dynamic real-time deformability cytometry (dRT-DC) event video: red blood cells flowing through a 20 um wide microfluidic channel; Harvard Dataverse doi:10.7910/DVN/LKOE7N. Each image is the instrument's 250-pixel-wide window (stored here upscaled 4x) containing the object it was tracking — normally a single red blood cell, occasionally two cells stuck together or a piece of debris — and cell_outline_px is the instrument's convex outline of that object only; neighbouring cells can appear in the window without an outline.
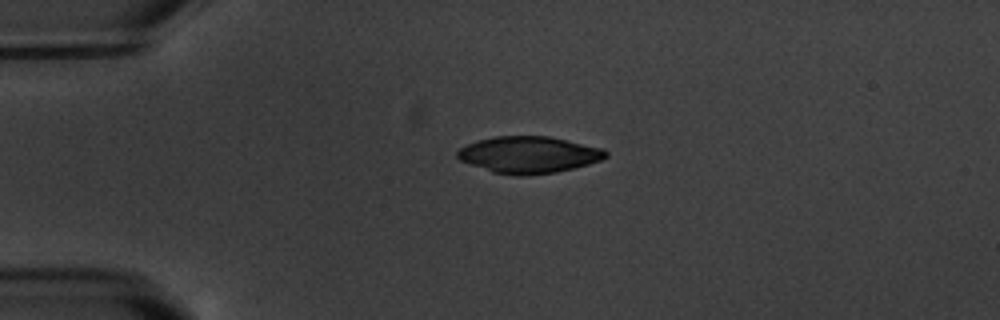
{"species": "common noctule bat (a hibernating species)", "species_latin": "Nyctalus noctula", "temperature_condition": "warm", "stored_images_in_passage": 2, "camera_frame_rate_fps": 3000, "um_per_image_px": 0.085, "animal": {"sex": "male", "body_mass_g": 20.1, "forearm_length_mm": 53.5}, "frame": {"image": 1, "passage_image": 1, "time_ms": 0.0, "image_size_px": [1000, 320], "cell_outline_px": [[608, 156], [600, 160], [588, 164], [556, 172], [528, 176], [516, 176], [492, 172], [460, 160], [456, 156], [456, 152], [460, 148], [476, 140], [496, 136], [548, 136], [604, 148], [608, 152]], "centroid_in_image_um": [44.94, 13.15], "position_along_channel_um": 40.1, "area_um2": 31.79}}